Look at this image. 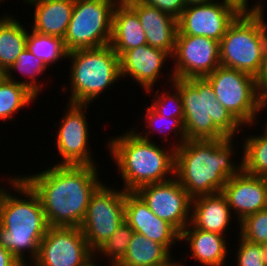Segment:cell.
<instances>
[{
	"label": "cell",
	"mask_w": 267,
	"mask_h": 266,
	"mask_svg": "<svg viewBox=\"0 0 267 266\" xmlns=\"http://www.w3.org/2000/svg\"><path fill=\"white\" fill-rule=\"evenodd\" d=\"M96 166L58 165L21 178L39 196L49 227H80L103 184Z\"/></svg>",
	"instance_id": "1"
},
{
	"label": "cell",
	"mask_w": 267,
	"mask_h": 266,
	"mask_svg": "<svg viewBox=\"0 0 267 266\" xmlns=\"http://www.w3.org/2000/svg\"><path fill=\"white\" fill-rule=\"evenodd\" d=\"M232 139L186 140L175 150V178L192 199L221 192L242 170L231 160Z\"/></svg>",
	"instance_id": "2"
},
{
	"label": "cell",
	"mask_w": 267,
	"mask_h": 266,
	"mask_svg": "<svg viewBox=\"0 0 267 266\" xmlns=\"http://www.w3.org/2000/svg\"><path fill=\"white\" fill-rule=\"evenodd\" d=\"M13 190L24 196H12L5 189L0 195V245L13 254L23 266H28L25 251L33 263L40 242L49 228L39 196L20 176L10 178ZM28 198V199H26ZM25 259V260H24Z\"/></svg>",
	"instance_id": "3"
},
{
	"label": "cell",
	"mask_w": 267,
	"mask_h": 266,
	"mask_svg": "<svg viewBox=\"0 0 267 266\" xmlns=\"http://www.w3.org/2000/svg\"><path fill=\"white\" fill-rule=\"evenodd\" d=\"M150 132L139 134L132 129L123 136L118 135L109 140L110 155L119 167L124 181L122 188L127 192H135L142 186L165 182L175 177L176 149H162L150 140Z\"/></svg>",
	"instance_id": "4"
},
{
	"label": "cell",
	"mask_w": 267,
	"mask_h": 266,
	"mask_svg": "<svg viewBox=\"0 0 267 266\" xmlns=\"http://www.w3.org/2000/svg\"><path fill=\"white\" fill-rule=\"evenodd\" d=\"M172 84L181 93L186 140L235 138L242 125L217 101L206 78H174Z\"/></svg>",
	"instance_id": "5"
},
{
	"label": "cell",
	"mask_w": 267,
	"mask_h": 266,
	"mask_svg": "<svg viewBox=\"0 0 267 266\" xmlns=\"http://www.w3.org/2000/svg\"><path fill=\"white\" fill-rule=\"evenodd\" d=\"M263 11L243 10L219 42L220 65L257 77L267 46Z\"/></svg>",
	"instance_id": "6"
},
{
	"label": "cell",
	"mask_w": 267,
	"mask_h": 266,
	"mask_svg": "<svg viewBox=\"0 0 267 266\" xmlns=\"http://www.w3.org/2000/svg\"><path fill=\"white\" fill-rule=\"evenodd\" d=\"M67 58L72 60L69 103L89 105L121 79L120 59L110 45L69 51Z\"/></svg>",
	"instance_id": "7"
},
{
	"label": "cell",
	"mask_w": 267,
	"mask_h": 266,
	"mask_svg": "<svg viewBox=\"0 0 267 266\" xmlns=\"http://www.w3.org/2000/svg\"><path fill=\"white\" fill-rule=\"evenodd\" d=\"M212 85L216 99L243 126H253L257 114L266 107L261 100L256 78L239 70L219 65L205 77ZM256 120V121H254Z\"/></svg>",
	"instance_id": "8"
},
{
	"label": "cell",
	"mask_w": 267,
	"mask_h": 266,
	"mask_svg": "<svg viewBox=\"0 0 267 266\" xmlns=\"http://www.w3.org/2000/svg\"><path fill=\"white\" fill-rule=\"evenodd\" d=\"M115 5L111 0H75L64 37L66 49L73 51L110 45Z\"/></svg>",
	"instance_id": "9"
},
{
	"label": "cell",
	"mask_w": 267,
	"mask_h": 266,
	"mask_svg": "<svg viewBox=\"0 0 267 266\" xmlns=\"http://www.w3.org/2000/svg\"><path fill=\"white\" fill-rule=\"evenodd\" d=\"M127 191L102 184L92 195L80 226L89 247L95 252L125 221Z\"/></svg>",
	"instance_id": "10"
},
{
	"label": "cell",
	"mask_w": 267,
	"mask_h": 266,
	"mask_svg": "<svg viewBox=\"0 0 267 266\" xmlns=\"http://www.w3.org/2000/svg\"><path fill=\"white\" fill-rule=\"evenodd\" d=\"M244 10L237 0L189 5L177 19V35L205 36L218 42Z\"/></svg>",
	"instance_id": "11"
},
{
	"label": "cell",
	"mask_w": 267,
	"mask_h": 266,
	"mask_svg": "<svg viewBox=\"0 0 267 266\" xmlns=\"http://www.w3.org/2000/svg\"><path fill=\"white\" fill-rule=\"evenodd\" d=\"M80 227H49L34 266H86L97 258Z\"/></svg>",
	"instance_id": "12"
},
{
	"label": "cell",
	"mask_w": 267,
	"mask_h": 266,
	"mask_svg": "<svg viewBox=\"0 0 267 266\" xmlns=\"http://www.w3.org/2000/svg\"><path fill=\"white\" fill-rule=\"evenodd\" d=\"M172 57L171 83L174 78H205L220 65L219 42L205 36L177 35Z\"/></svg>",
	"instance_id": "13"
},
{
	"label": "cell",
	"mask_w": 267,
	"mask_h": 266,
	"mask_svg": "<svg viewBox=\"0 0 267 266\" xmlns=\"http://www.w3.org/2000/svg\"><path fill=\"white\" fill-rule=\"evenodd\" d=\"M135 192L153 214L167 221L179 233L190 223L192 198L175 177L165 182L142 186Z\"/></svg>",
	"instance_id": "14"
},
{
	"label": "cell",
	"mask_w": 267,
	"mask_h": 266,
	"mask_svg": "<svg viewBox=\"0 0 267 266\" xmlns=\"http://www.w3.org/2000/svg\"><path fill=\"white\" fill-rule=\"evenodd\" d=\"M56 135L58 153L62 161L58 165L96 166L88 148V123L85 115L88 104L69 103ZM90 149V150H88ZM93 158V159H92Z\"/></svg>",
	"instance_id": "15"
},
{
	"label": "cell",
	"mask_w": 267,
	"mask_h": 266,
	"mask_svg": "<svg viewBox=\"0 0 267 266\" xmlns=\"http://www.w3.org/2000/svg\"><path fill=\"white\" fill-rule=\"evenodd\" d=\"M238 223L246 216L267 208V177L253 176L241 170L229 178L222 189Z\"/></svg>",
	"instance_id": "16"
},
{
	"label": "cell",
	"mask_w": 267,
	"mask_h": 266,
	"mask_svg": "<svg viewBox=\"0 0 267 266\" xmlns=\"http://www.w3.org/2000/svg\"><path fill=\"white\" fill-rule=\"evenodd\" d=\"M125 222L134 232L162 244L169 252L173 244L180 241V233L167 221L153 214L136 192L126 193Z\"/></svg>",
	"instance_id": "17"
},
{
	"label": "cell",
	"mask_w": 267,
	"mask_h": 266,
	"mask_svg": "<svg viewBox=\"0 0 267 266\" xmlns=\"http://www.w3.org/2000/svg\"><path fill=\"white\" fill-rule=\"evenodd\" d=\"M167 57L171 58L167 52L148 44L125 51L119 57L121 79L132 76L130 78L139 83L147 93H151Z\"/></svg>",
	"instance_id": "18"
},
{
	"label": "cell",
	"mask_w": 267,
	"mask_h": 266,
	"mask_svg": "<svg viewBox=\"0 0 267 266\" xmlns=\"http://www.w3.org/2000/svg\"><path fill=\"white\" fill-rule=\"evenodd\" d=\"M128 5L138 15L147 44L153 48L164 50L172 58L178 32L177 19L156 7L139 1L130 2Z\"/></svg>",
	"instance_id": "19"
},
{
	"label": "cell",
	"mask_w": 267,
	"mask_h": 266,
	"mask_svg": "<svg viewBox=\"0 0 267 266\" xmlns=\"http://www.w3.org/2000/svg\"><path fill=\"white\" fill-rule=\"evenodd\" d=\"M190 223L197 229L224 235L231 219V210L222 192L198 196L191 202Z\"/></svg>",
	"instance_id": "20"
},
{
	"label": "cell",
	"mask_w": 267,
	"mask_h": 266,
	"mask_svg": "<svg viewBox=\"0 0 267 266\" xmlns=\"http://www.w3.org/2000/svg\"><path fill=\"white\" fill-rule=\"evenodd\" d=\"M224 237L219 233L199 230L191 223L180 233V240L190 243V256L201 266H225L228 250Z\"/></svg>",
	"instance_id": "21"
},
{
	"label": "cell",
	"mask_w": 267,
	"mask_h": 266,
	"mask_svg": "<svg viewBox=\"0 0 267 266\" xmlns=\"http://www.w3.org/2000/svg\"><path fill=\"white\" fill-rule=\"evenodd\" d=\"M147 44L137 13L128 4H116L112 15L110 46L120 57L125 51Z\"/></svg>",
	"instance_id": "22"
},
{
	"label": "cell",
	"mask_w": 267,
	"mask_h": 266,
	"mask_svg": "<svg viewBox=\"0 0 267 266\" xmlns=\"http://www.w3.org/2000/svg\"><path fill=\"white\" fill-rule=\"evenodd\" d=\"M29 4L35 9L32 30L64 39L75 0H33Z\"/></svg>",
	"instance_id": "23"
},
{
	"label": "cell",
	"mask_w": 267,
	"mask_h": 266,
	"mask_svg": "<svg viewBox=\"0 0 267 266\" xmlns=\"http://www.w3.org/2000/svg\"><path fill=\"white\" fill-rule=\"evenodd\" d=\"M28 32L12 16L0 19V69L5 73L27 48Z\"/></svg>",
	"instance_id": "24"
},
{
	"label": "cell",
	"mask_w": 267,
	"mask_h": 266,
	"mask_svg": "<svg viewBox=\"0 0 267 266\" xmlns=\"http://www.w3.org/2000/svg\"><path fill=\"white\" fill-rule=\"evenodd\" d=\"M171 253L162 245L135 232L128 250L116 265L142 266L166 262Z\"/></svg>",
	"instance_id": "25"
},
{
	"label": "cell",
	"mask_w": 267,
	"mask_h": 266,
	"mask_svg": "<svg viewBox=\"0 0 267 266\" xmlns=\"http://www.w3.org/2000/svg\"><path fill=\"white\" fill-rule=\"evenodd\" d=\"M27 49L47 67L63 58L66 59L69 52L63 38L41 34L34 30L31 33L28 31Z\"/></svg>",
	"instance_id": "26"
},
{
	"label": "cell",
	"mask_w": 267,
	"mask_h": 266,
	"mask_svg": "<svg viewBox=\"0 0 267 266\" xmlns=\"http://www.w3.org/2000/svg\"><path fill=\"white\" fill-rule=\"evenodd\" d=\"M35 98L25 86L4 76L0 80V120H11L15 112L29 105Z\"/></svg>",
	"instance_id": "27"
},
{
	"label": "cell",
	"mask_w": 267,
	"mask_h": 266,
	"mask_svg": "<svg viewBox=\"0 0 267 266\" xmlns=\"http://www.w3.org/2000/svg\"><path fill=\"white\" fill-rule=\"evenodd\" d=\"M243 145L242 170L253 176L267 177V134L249 135Z\"/></svg>",
	"instance_id": "28"
},
{
	"label": "cell",
	"mask_w": 267,
	"mask_h": 266,
	"mask_svg": "<svg viewBox=\"0 0 267 266\" xmlns=\"http://www.w3.org/2000/svg\"><path fill=\"white\" fill-rule=\"evenodd\" d=\"M47 69V66L42 60L38 59L33 55L27 48L18 56L16 62H14L11 67L4 73V76L13 81L18 82L30 90L36 97L41 91V84L37 82V75H42ZM20 72L24 76H28L30 80L27 81H16L15 77L12 75L13 72ZM15 79V80H14ZM39 83V84H38Z\"/></svg>",
	"instance_id": "29"
},
{
	"label": "cell",
	"mask_w": 267,
	"mask_h": 266,
	"mask_svg": "<svg viewBox=\"0 0 267 266\" xmlns=\"http://www.w3.org/2000/svg\"><path fill=\"white\" fill-rule=\"evenodd\" d=\"M134 233V230L124 221L114 234L95 251V255L101 253L102 256L108 257V260L110 259L109 264L115 266L124 257Z\"/></svg>",
	"instance_id": "30"
},
{
	"label": "cell",
	"mask_w": 267,
	"mask_h": 266,
	"mask_svg": "<svg viewBox=\"0 0 267 266\" xmlns=\"http://www.w3.org/2000/svg\"><path fill=\"white\" fill-rule=\"evenodd\" d=\"M240 236L249 242L267 244V208L239 222Z\"/></svg>",
	"instance_id": "31"
},
{
	"label": "cell",
	"mask_w": 267,
	"mask_h": 266,
	"mask_svg": "<svg viewBox=\"0 0 267 266\" xmlns=\"http://www.w3.org/2000/svg\"><path fill=\"white\" fill-rule=\"evenodd\" d=\"M175 92L173 94L163 92L159 94L158 91L155 93L152 105H150L159 115L165 116L167 118H179L182 122L184 119L183 104L180 91L175 87ZM173 104L172 106H169Z\"/></svg>",
	"instance_id": "32"
},
{
	"label": "cell",
	"mask_w": 267,
	"mask_h": 266,
	"mask_svg": "<svg viewBox=\"0 0 267 266\" xmlns=\"http://www.w3.org/2000/svg\"><path fill=\"white\" fill-rule=\"evenodd\" d=\"M146 112L147 113L145 116V120L148 121L146 128H148L150 130L152 129L153 131H156V132L158 129L159 131H161L163 133L165 131L163 129L166 128L164 126V124H165L167 127H169V129H168L169 131H174L175 136H177L179 133L180 136L178 135V137H180V139L177 140V142L178 141L179 142L175 143L176 145H171L174 149H177L182 143H184L186 141V134H185V130H184V125H183V122L179 118H174V117L167 118L165 116L159 115L150 105H149V107H147ZM157 124H158V126H160L159 128L155 127V126H157ZM163 134H167V132H164Z\"/></svg>",
	"instance_id": "33"
},
{
	"label": "cell",
	"mask_w": 267,
	"mask_h": 266,
	"mask_svg": "<svg viewBox=\"0 0 267 266\" xmlns=\"http://www.w3.org/2000/svg\"><path fill=\"white\" fill-rule=\"evenodd\" d=\"M239 238L237 266H265L262 244Z\"/></svg>",
	"instance_id": "34"
},
{
	"label": "cell",
	"mask_w": 267,
	"mask_h": 266,
	"mask_svg": "<svg viewBox=\"0 0 267 266\" xmlns=\"http://www.w3.org/2000/svg\"><path fill=\"white\" fill-rule=\"evenodd\" d=\"M149 6L158 8L160 11L178 19L186 8L184 0H137Z\"/></svg>",
	"instance_id": "35"
},
{
	"label": "cell",
	"mask_w": 267,
	"mask_h": 266,
	"mask_svg": "<svg viewBox=\"0 0 267 266\" xmlns=\"http://www.w3.org/2000/svg\"><path fill=\"white\" fill-rule=\"evenodd\" d=\"M261 100H267V46L264 51L261 69L256 77Z\"/></svg>",
	"instance_id": "36"
},
{
	"label": "cell",
	"mask_w": 267,
	"mask_h": 266,
	"mask_svg": "<svg viewBox=\"0 0 267 266\" xmlns=\"http://www.w3.org/2000/svg\"><path fill=\"white\" fill-rule=\"evenodd\" d=\"M0 266H23L7 249L0 245Z\"/></svg>",
	"instance_id": "37"
},
{
	"label": "cell",
	"mask_w": 267,
	"mask_h": 266,
	"mask_svg": "<svg viewBox=\"0 0 267 266\" xmlns=\"http://www.w3.org/2000/svg\"><path fill=\"white\" fill-rule=\"evenodd\" d=\"M248 1L249 0H244L241 4H242V7L244 8V10H246V11H263L264 12V5H262V3L260 2V3H256V4H254V6L252 7V8H248L249 6V4H248Z\"/></svg>",
	"instance_id": "38"
},
{
	"label": "cell",
	"mask_w": 267,
	"mask_h": 266,
	"mask_svg": "<svg viewBox=\"0 0 267 266\" xmlns=\"http://www.w3.org/2000/svg\"><path fill=\"white\" fill-rule=\"evenodd\" d=\"M115 266H128V265H115ZM142 266H183V263H177L174 260H172V257H170L166 262L159 263L156 265H142Z\"/></svg>",
	"instance_id": "39"
},
{
	"label": "cell",
	"mask_w": 267,
	"mask_h": 266,
	"mask_svg": "<svg viewBox=\"0 0 267 266\" xmlns=\"http://www.w3.org/2000/svg\"><path fill=\"white\" fill-rule=\"evenodd\" d=\"M212 1H214V0H184L186 6L196 5V4H204V3H208V2H212Z\"/></svg>",
	"instance_id": "40"
},
{
	"label": "cell",
	"mask_w": 267,
	"mask_h": 266,
	"mask_svg": "<svg viewBox=\"0 0 267 266\" xmlns=\"http://www.w3.org/2000/svg\"><path fill=\"white\" fill-rule=\"evenodd\" d=\"M263 252H264V263L267 266V244H262Z\"/></svg>",
	"instance_id": "41"
},
{
	"label": "cell",
	"mask_w": 267,
	"mask_h": 266,
	"mask_svg": "<svg viewBox=\"0 0 267 266\" xmlns=\"http://www.w3.org/2000/svg\"><path fill=\"white\" fill-rule=\"evenodd\" d=\"M111 1H113L116 4H128L130 2L137 1V0H111Z\"/></svg>",
	"instance_id": "42"
},
{
	"label": "cell",
	"mask_w": 267,
	"mask_h": 266,
	"mask_svg": "<svg viewBox=\"0 0 267 266\" xmlns=\"http://www.w3.org/2000/svg\"><path fill=\"white\" fill-rule=\"evenodd\" d=\"M96 261V259L94 258L93 260H91L86 266H98V265H96L95 262ZM112 266V265H111Z\"/></svg>",
	"instance_id": "43"
},
{
	"label": "cell",
	"mask_w": 267,
	"mask_h": 266,
	"mask_svg": "<svg viewBox=\"0 0 267 266\" xmlns=\"http://www.w3.org/2000/svg\"><path fill=\"white\" fill-rule=\"evenodd\" d=\"M4 77V72L0 69V80Z\"/></svg>",
	"instance_id": "44"
},
{
	"label": "cell",
	"mask_w": 267,
	"mask_h": 266,
	"mask_svg": "<svg viewBox=\"0 0 267 266\" xmlns=\"http://www.w3.org/2000/svg\"><path fill=\"white\" fill-rule=\"evenodd\" d=\"M267 123V122H266ZM265 132L264 133H266L267 134V124H266V127H265V130H264Z\"/></svg>",
	"instance_id": "45"
},
{
	"label": "cell",
	"mask_w": 267,
	"mask_h": 266,
	"mask_svg": "<svg viewBox=\"0 0 267 266\" xmlns=\"http://www.w3.org/2000/svg\"><path fill=\"white\" fill-rule=\"evenodd\" d=\"M3 190H4L3 188H0V195H1V193H2Z\"/></svg>",
	"instance_id": "46"
}]
</instances>
